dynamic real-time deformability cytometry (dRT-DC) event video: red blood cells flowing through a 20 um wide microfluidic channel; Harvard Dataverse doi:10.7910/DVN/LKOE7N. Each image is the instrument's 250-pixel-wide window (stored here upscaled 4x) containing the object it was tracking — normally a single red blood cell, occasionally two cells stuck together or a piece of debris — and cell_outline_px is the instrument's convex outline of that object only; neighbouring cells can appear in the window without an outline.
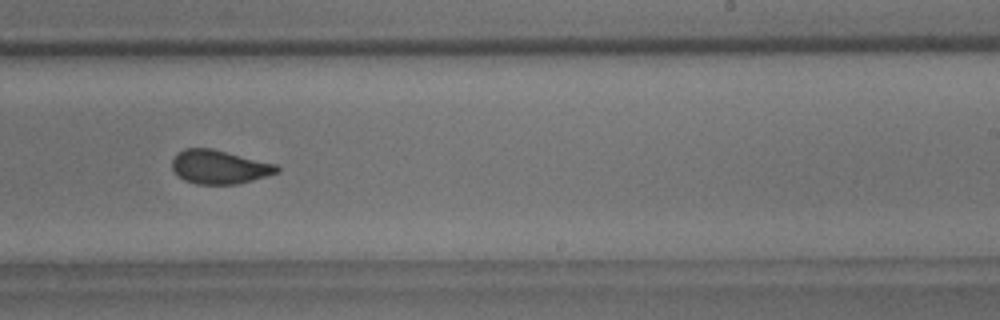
{"species": "common noctule bat (a hibernating species)", "species_latin": "Nyctalus noctula", "temperature_condition": "room temperature", "stored_images_in_passage": 50, "camera_frame_rate_fps": 3000, "um_per_image_px": 0.085, "animal": {"sex": "male", "body_mass_g": 18.8}, "frame": {"image": 1, "passage_image": 29, "time_ms": 9.333, "image_size_px": [1000, 320], "cell_outline_px": [[280, 172], [252, 180], [236, 184], [196, 184], [184, 180], [172, 168], [172, 160], [184, 148], [212, 148], [276, 164], [280, 168]], "centroid_in_image_um": [18.67, 14.19], "position_along_channel_um": 270.3, "area_um2": 20.46}, "authors_computed_cell_mechanics": {"area_um2": 21.0392, "velocity_mm_per_s": 3.7414, "shape_relaxation_time_tau1_ms": 4.4764, "shape_relaxation_time_tau2_ms": 1.1302, "deformation_change_tau1": 0.1201, "deformation_change_tau2": 0.0555}}